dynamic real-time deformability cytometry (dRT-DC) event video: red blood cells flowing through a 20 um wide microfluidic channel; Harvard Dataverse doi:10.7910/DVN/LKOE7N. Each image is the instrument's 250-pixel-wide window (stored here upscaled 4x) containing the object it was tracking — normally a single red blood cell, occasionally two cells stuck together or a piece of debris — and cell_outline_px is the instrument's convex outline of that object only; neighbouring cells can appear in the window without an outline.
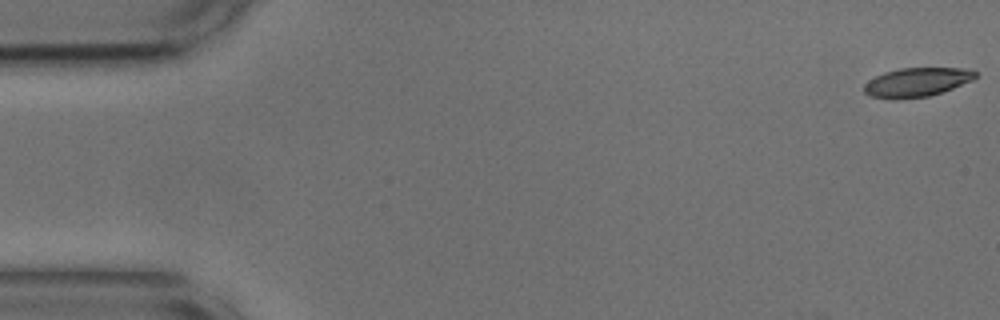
{"species": "common noctule bat (a hibernating species)", "species_latin": "Nyctalus noctula", "temperature_condition": "cold", "stored_images_in_passage": 6, "camera_frame_rate_fps": 3000, "um_per_image_px": 0.085, "animal": {"sex": "male", "body_mass_g": 17.9, "forearm_length_mm": 54.2}, "frame": {"image": 1, "passage_image": 1, "time_ms": 0.0, "image_size_px": [1000, 320], "cell_outline_px": [[976, 76], [972, 80], [952, 88], [928, 96], [896, 100], [892, 100], [868, 96], [864, 92], [864, 84], [868, 80], [884, 72], [900, 68], [960, 68], [976, 72]], "centroid_in_image_um": [77.84, 7.0], "position_along_channel_um": 7.2, "area_um2": 18.79}}